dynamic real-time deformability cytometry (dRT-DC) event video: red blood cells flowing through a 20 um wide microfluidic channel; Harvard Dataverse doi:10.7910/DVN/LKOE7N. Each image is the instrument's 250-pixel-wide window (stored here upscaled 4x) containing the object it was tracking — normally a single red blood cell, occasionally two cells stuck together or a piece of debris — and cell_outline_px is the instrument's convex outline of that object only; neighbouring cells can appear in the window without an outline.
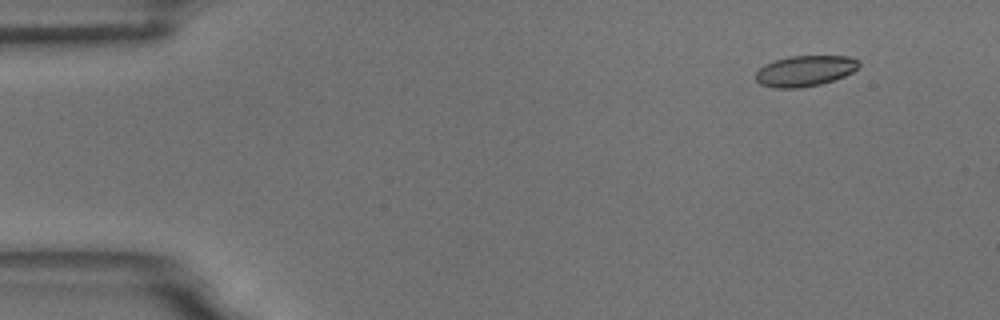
{"species": "common noctule bat (a hibernating species)", "species_latin": "Nyctalus noctula", "temperature_condition": "room temperature", "stored_images_in_passage": 5, "camera_frame_rate_fps": 3000, "um_per_image_px": 0.085, "animal": {"sex": "male", "body_mass_g": 18.8}, "frame": {"image": 1, "passage_image": 2, "time_ms": 1.333, "image_size_px": [1000, 320], "cell_outline_px": [[860, 64], [852, 72], [844, 76], [820, 84], [800, 88], [772, 88], [760, 84], [756, 80], [756, 72], [764, 64], [788, 56], [848, 56], [860, 60]], "centroid_in_image_um": [68.41, 6.03], "position_along_channel_um": 16.6, "area_um2": 18.5}}
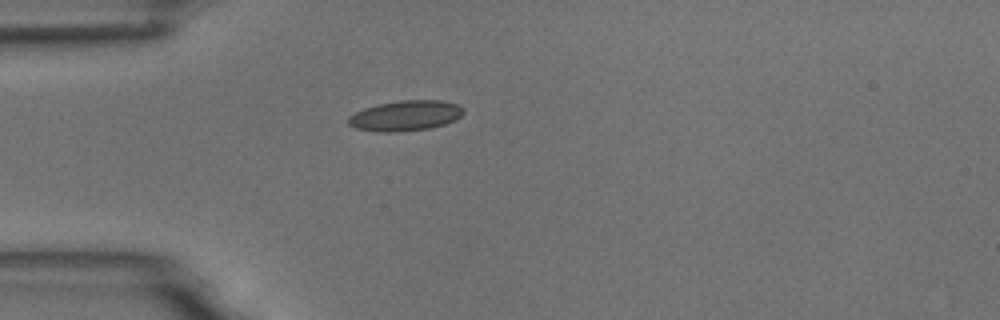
{"frame": {"image": 2, "passage_image": 5, "time_ms": 4.667, "image_size_px": [1000, 320], "cell_outline_px": [[464, 112], [456, 120], [432, 128], [396, 132], [376, 132], [356, 128], [348, 124], [348, 116], [364, 108], [380, 104], [400, 100], [444, 100], [456, 104], [464, 108]], "centroid_in_image_um": [34.48, 9.84], "position_along_channel_um": 50.5, "area_um2": 20.46}}